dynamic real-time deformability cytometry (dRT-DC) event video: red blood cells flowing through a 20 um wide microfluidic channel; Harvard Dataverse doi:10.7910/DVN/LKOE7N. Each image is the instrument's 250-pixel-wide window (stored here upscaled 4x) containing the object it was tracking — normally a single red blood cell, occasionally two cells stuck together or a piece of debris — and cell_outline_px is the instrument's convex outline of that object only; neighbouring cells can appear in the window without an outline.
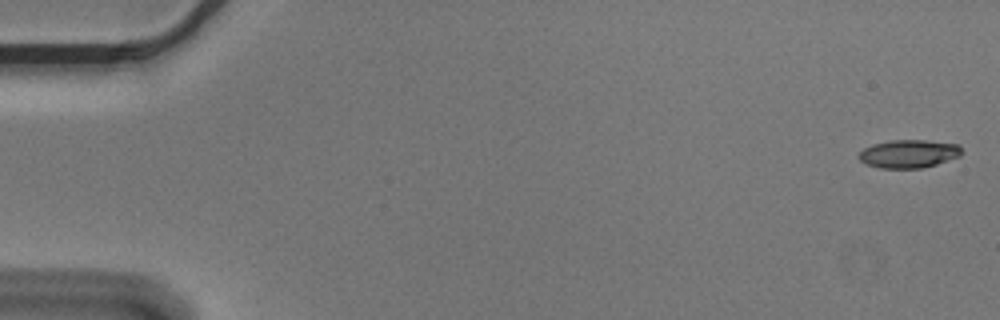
{"species": "Egyptian fruit bat (a non-hibernating species)", "species_latin": "Rousettus aegyptiacus", "temperature_condition": "cold", "stored_images_in_passage": 5, "camera_frame_rate_fps": 3000, "um_per_image_px": 0.085, "animal": {"sex": "male"}, "frame": {"image": 1, "passage_image": 1, "time_ms": 0.0, "image_size_px": [1000, 320], "cell_outline_px": [[964, 152], [960, 156], [936, 164], [920, 168], [880, 168], [868, 164], [860, 160], [856, 156], [864, 148], [872, 144], [892, 140], [924, 140], [960, 144]], "centroid_in_image_um": [77.27, 13.06], "position_along_channel_um": 7.7, "area_um2": 16.94}}
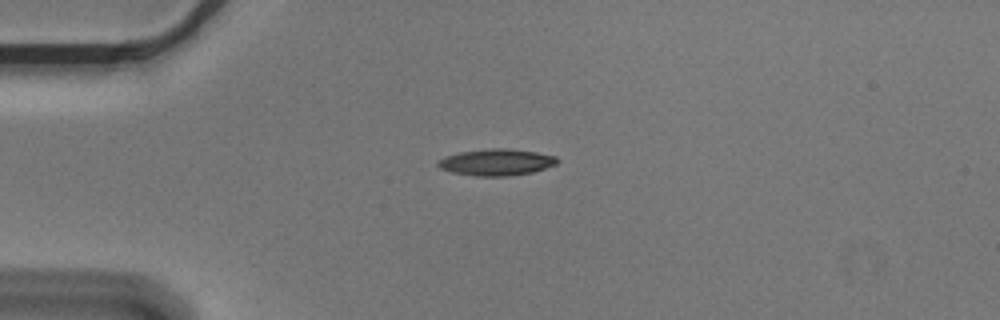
{"frame": {"image": 2, "passage_image": 4, "time_ms": 1.0, "image_size_px": [1000, 320], "cell_outline_px": [[560, 160], [556, 164], [532, 172], [508, 176], [476, 176], [452, 172], [440, 168], [436, 164], [444, 156], [460, 152], [488, 148], [508, 148], [536, 152], [556, 156]], "centroid_in_image_um": [42.2, 13.78], "position_along_channel_um": 42.8, "area_um2": 18.44}}